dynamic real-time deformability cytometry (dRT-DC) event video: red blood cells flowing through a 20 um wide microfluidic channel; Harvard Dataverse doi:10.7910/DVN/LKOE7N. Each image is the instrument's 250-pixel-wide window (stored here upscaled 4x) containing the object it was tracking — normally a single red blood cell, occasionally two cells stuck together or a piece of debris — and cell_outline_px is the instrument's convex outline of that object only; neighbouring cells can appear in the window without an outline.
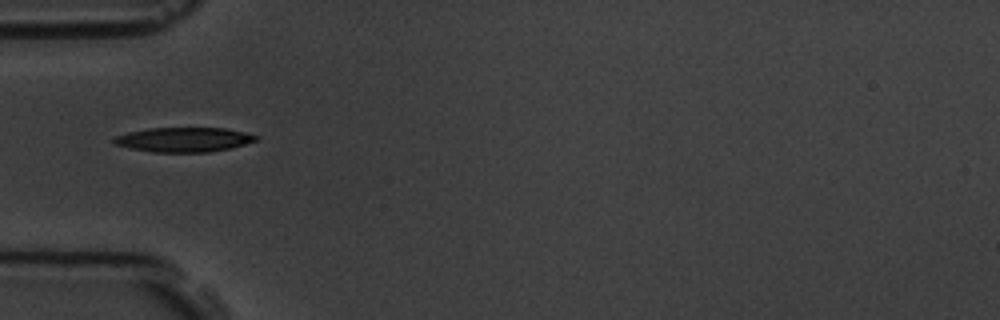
{"species": "common noctule bat (a hibernating species)", "species_latin": "Nyctalus noctula", "temperature_condition": "room temperature", "stored_images_in_passage": 4, "camera_frame_rate_fps": 3000, "um_per_image_px": 0.085, "animal": {"sex": "male", "body_mass_g": 19.5, "forearm_length_mm": 54.6}, "frame": {"image": 1, "passage_image": 1, "time_ms": 0.0, "image_size_px": [1000, 320], "cell_outline_px": [[260, 136], [256, 140], [232, 148], [208, 152], [152, 152], [112, 144], [112, 140], [116, 136], [128, 132], [148, 128], [228, 128]], "centroid_in_image_um": [15.62, 11.86], "position_along_channel_um": 69.4, "area_um2": 20.35}}
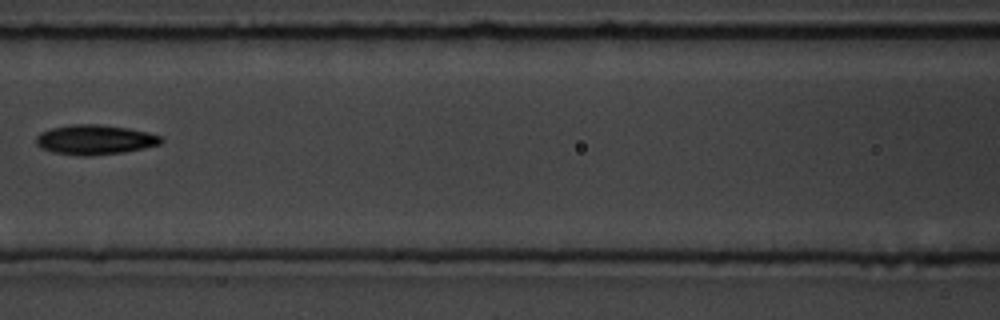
{"frame": {"image": 2, "passage_image": 3, "time_ms": 2.333, "image_size_px": [1000, 320], "cell_outline_px": [[164, 140], [160, 144], [144, 148], [124, 152], [88, 156], [80, 156], [56, 152], [40, 148], [36, 144], [36, 136], [40, 132], [52, 128], [72, 124], [96, 124], [128, 128], [148, 132], [160, 136]], "centroid_in_image_um": [8.06, 11.87], "position_along_channel_um": 158.5, "area_um2": 21.62}}
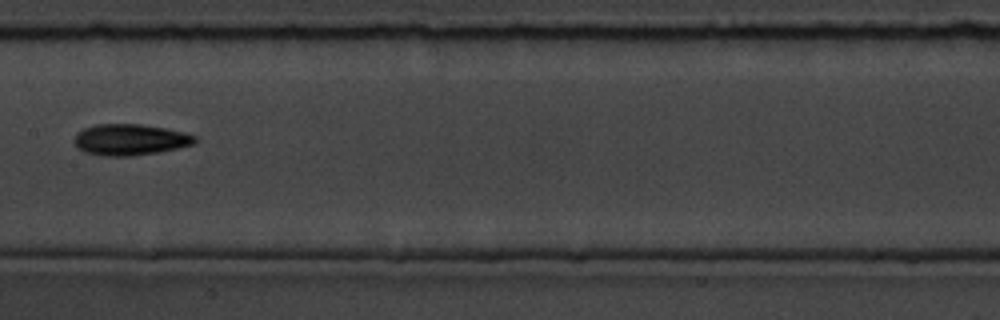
{"frame": {"image": 3, "passage_image": 4, "time_ms": 3.333, "image_size_px": [1000, 320], "cell_outline_px": [[196, 140], [192, 144], [160, 152], [132, 156], [100, 156], [84, 152], [76, 148], [72, 140], [76, 132], [84, 128], [96, 124], [140, 124], [164, 128], [184, 132], [196, 136]], "centroid_in_image_um": [10.98, 11.88], "position_along_channel_um": 196.4, "area_um2": 22.14}}